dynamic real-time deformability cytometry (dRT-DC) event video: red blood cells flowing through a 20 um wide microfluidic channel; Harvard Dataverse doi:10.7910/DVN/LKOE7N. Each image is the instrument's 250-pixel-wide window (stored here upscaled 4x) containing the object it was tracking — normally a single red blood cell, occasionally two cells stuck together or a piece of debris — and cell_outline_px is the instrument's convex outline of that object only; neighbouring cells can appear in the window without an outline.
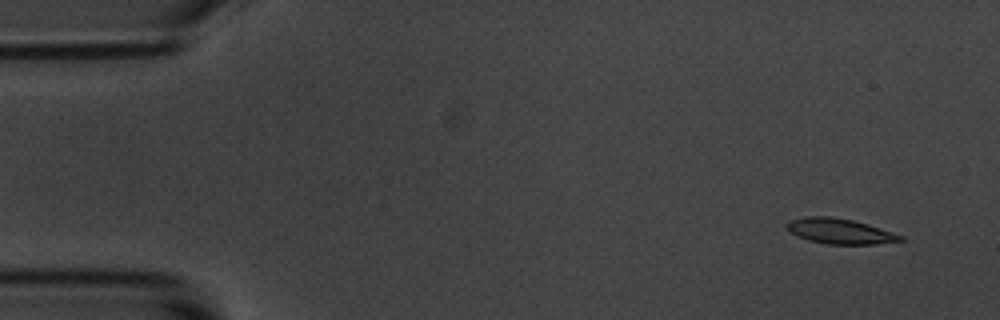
{"species": "common noctule bat (a hibernating species)", "species_latin": "Nyctalus noctula", "temperature_condition": "room temperature", "stored_images_in_passage": 5, "camera_frame_rate_fps": 3000, "um_per_image_px": 0.085, "animal": {"sex": "male", "body_mass_g": 20.1, "forearm_length_mm": 53.5}, "frame": {"image": 1, "passage_image": 1, "time_ms": 0.0, "image_size_px": [1000, 320], "cell_outline_px": [[904, 240], [876, 244], [828, 244], [808, 240], [796, 236], [784, 224], [788, 220], [804, 216], [828, 216], [852, 220], [868, 224], [904, 236]], "centroid_in_image_um": [71.36, 19.64], "position_along_channel_um": 13.6, "area_um2": 16.76}}
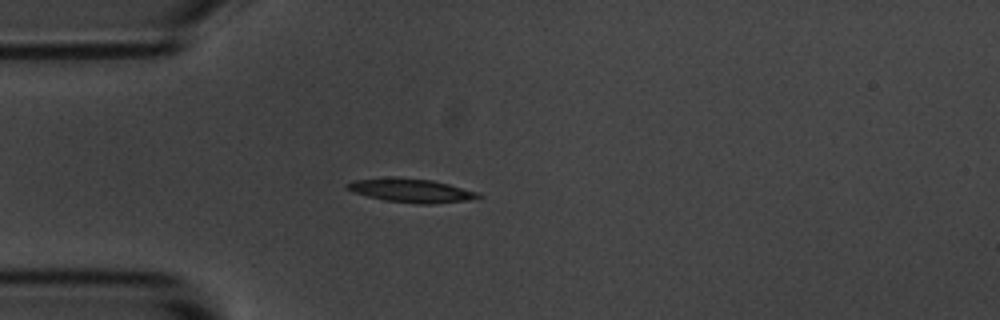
{"frame": {"image": 2, "passage_image": 4, "time_ms": 1.0, "image_size_px": [1000, 320], "cell_outline_px": [[484, 196], [468, 200], [432, 204], [416, 204], [384, 200], [352, 192], [344, 188], [344, 184], [352, 180], [396, 176], [432, 180], [480, 192]], "centroid_in_image_um": [34.91, 16.18], "position_along_channel_um": 50.1, "area_um2": 18.5}}